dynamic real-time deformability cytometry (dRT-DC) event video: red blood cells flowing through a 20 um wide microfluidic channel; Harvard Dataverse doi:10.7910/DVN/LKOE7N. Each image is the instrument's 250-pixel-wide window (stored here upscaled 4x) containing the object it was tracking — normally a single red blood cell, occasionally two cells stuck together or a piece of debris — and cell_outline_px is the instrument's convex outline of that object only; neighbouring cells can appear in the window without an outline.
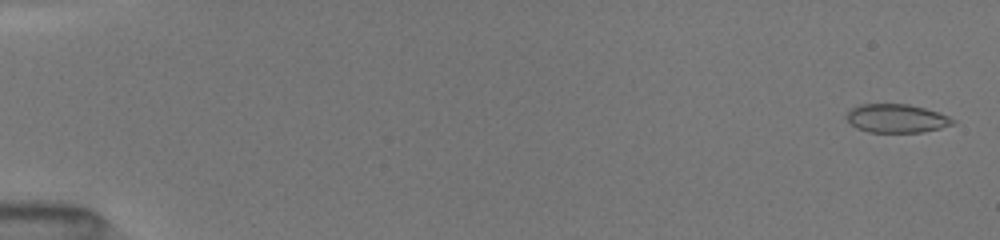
{"species": "common noctule bat (a hibernating species)", "species_latin": "Nyctalus noctula", "temperature_condition": "room temperature", "stored_images_in_passage": 41, "camera_frame_rate_fps": 3000, "um_per_image_px": 0.085, "animal": {"sex": "female", "body_mass_g": 19.5, "forearm_length_mm": 54.1}, "frame": {"image": 1, "passage_image": 4, "time_ms": 0.333, "image_size_px": [1000, 240], "cell_outline_px": [[956, 120], [952, 124], [940, 128], [924, 132], [868, 132], [856, 128], [848, 120], [848, 108], [860, 104], [908, 104], [924, 108], [948, 116]], "centroid_in_image_um": [76.18, 10.06], "position_along_channel_um": 8.8, "area_um2": 17.57}}
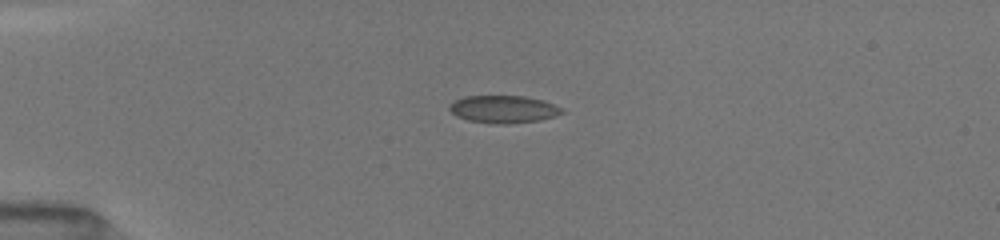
{"frame": {"image": 2, "passage_image": 30, "time_ms": 4.333, "image_size_px": [1000, 240], "cell_outline_px": [[564, 112], [556, 116], [540, 120], [504, 124], [492, 124], [468, 120], [456, 116], [448, 108], [448, 104], [464, 96], [524, 96], [544, 100], [564, 108]], "centroid_in_image_um": [42.81, 9.28], "position_along_channel_um": 42.2, "area_um2": 18.21}}